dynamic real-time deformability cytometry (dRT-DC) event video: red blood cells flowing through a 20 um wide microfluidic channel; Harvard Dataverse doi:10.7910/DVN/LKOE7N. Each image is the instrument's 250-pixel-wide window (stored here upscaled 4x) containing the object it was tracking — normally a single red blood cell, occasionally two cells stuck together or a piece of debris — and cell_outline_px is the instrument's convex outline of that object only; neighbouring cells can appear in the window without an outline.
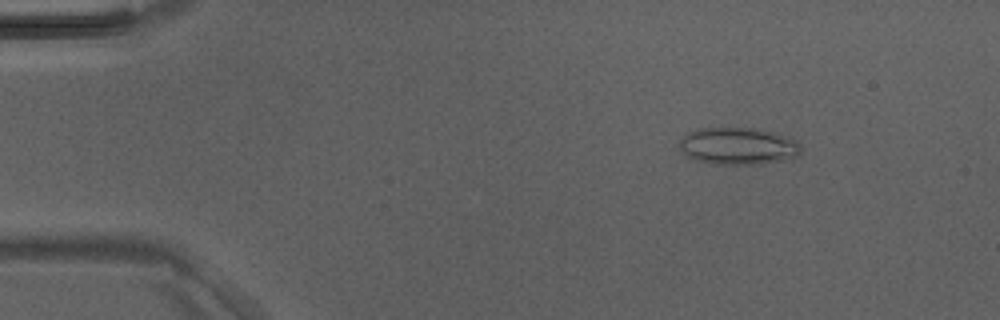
{"species": "Egyptian fruit bat (a non-hibernating species)", "species_latin": "Rousettus aegyptiacus", "temperature_condition": "room temperature", "stored_images_in_passage": 41, "camera_frame_rate_fps": 3000, "um_per_image_px": 0.085, "animal": {"sex": "male"}, "frame": {"image": 1, "passage_image": 1, "time_ms": 0.0, "image_size_px": [1000, 320], "cell_outline_px": [[800, 152], [796, 156], [784, 160], [756, 164], [708, 164], [692, 160], [680, 148], [680, 140], [688, 132], [700, 128], [760, 128], [796, 140], [800, 148]], "centroid_in_image_um": [62.7, 12.42], "position_along_channel_um": 22.3, "area_um2": 26.24}}
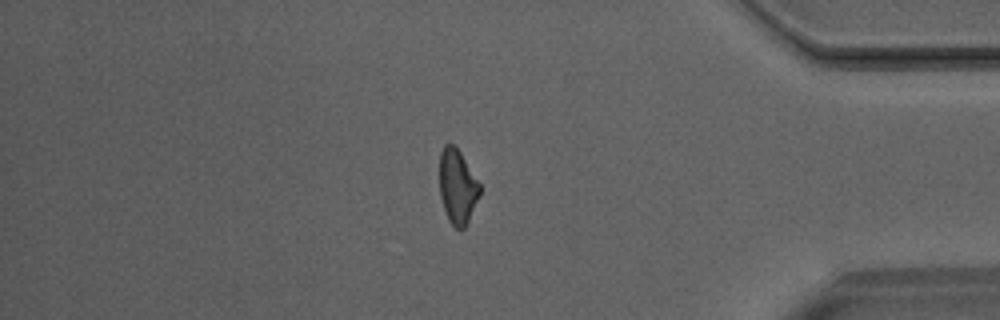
{"frame": {"image": 2, "passage_image": 34, "time_ms": 11.0, "image_size_px": [1000, 320], "cell_outline_px": [[480, 196], [468, 224], [464, 228], [456, 228], [448, 220], [440, 196], [440, 152], [444, 144], [452, 144], [460, 152], [480, 184]], "centroid_in_image_um": [38.89, 15.89], "position_along_channel_um": 396.3, "area_um2": 17.46}}
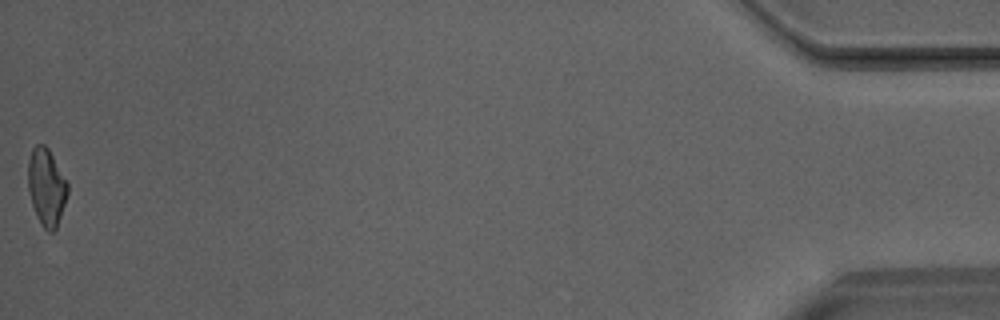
{"frame": {"image": 3, "passage_image": 41, "time_ms": 13.333, "image_size_px": [1000, 320], "cell_outline_px": [[68, 192], [56, 228], [52, 232], [48, 232], [40, 224], [36, 216], [32, 204], [28, 188], [28, 160], [32, 148], [36, 144], [44, 144], [48, 148], [68, 184]], "centroid_in_image_um": [3.93, 15.89], "position_along_channel_um": 431.3, "area_um2": 17.63}}